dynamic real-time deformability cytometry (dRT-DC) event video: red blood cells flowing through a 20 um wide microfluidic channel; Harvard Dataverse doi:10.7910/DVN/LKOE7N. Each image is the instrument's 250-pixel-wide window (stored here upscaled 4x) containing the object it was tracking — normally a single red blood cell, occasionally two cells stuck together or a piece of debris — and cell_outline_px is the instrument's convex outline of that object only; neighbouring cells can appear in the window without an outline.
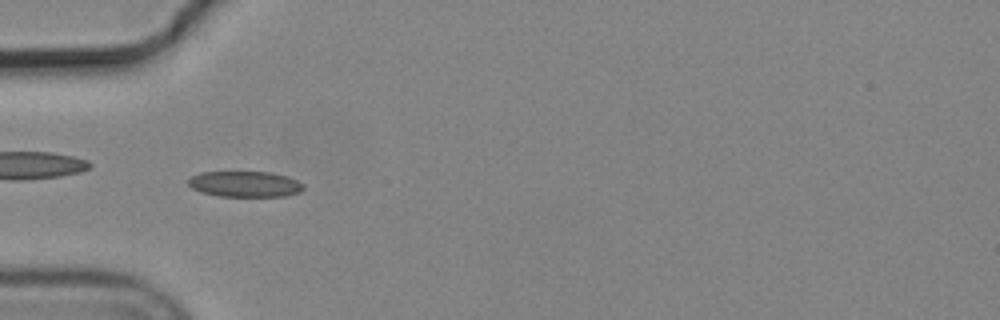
{"species": "common noctule bat (a hibernating species)", "species_latin": "Nyctalus noctula", "temperature_condition": "cold", "stored_images_in_passage": 7, "camera_frame_rate_fps": 3000, "um_per_image_px": 0.085, "animal": {"sex": "male", "body_mass_g": 19.2, "forearm_length_mm": 51.8}, "frame": {"image": 1, "passage_image": 6, "time_ms": 1.667, "image_size_px": [1000, 320], "cell_outline_px": [[304, 188], [300, 192], [284, 196], [220, 196], [200, 192], [192, 188], [188, 184], [188, 180], [192, 176], [200, 172], [272, 172], [288, 176], [304, 184]], "centroid_in_image_um": [20.83, 15.64], "position_along_channel_um": 64.2, "area_um2": 17.34}}